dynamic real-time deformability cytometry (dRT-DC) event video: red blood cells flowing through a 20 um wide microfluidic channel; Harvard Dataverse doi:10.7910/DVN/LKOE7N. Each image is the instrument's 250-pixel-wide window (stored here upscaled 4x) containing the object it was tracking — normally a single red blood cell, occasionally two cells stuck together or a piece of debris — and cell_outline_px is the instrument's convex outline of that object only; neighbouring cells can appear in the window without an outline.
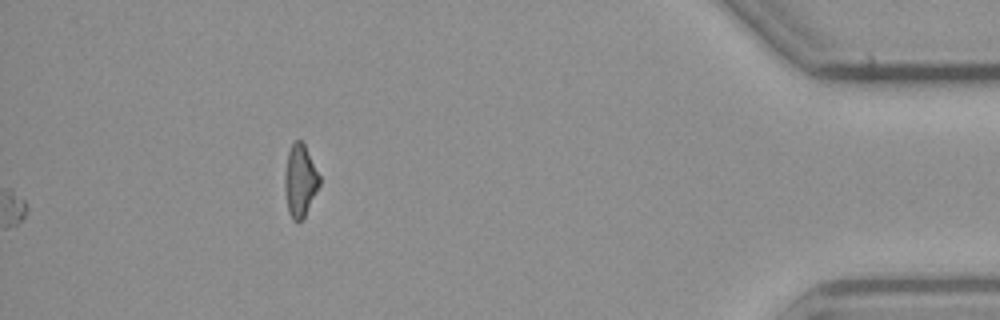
{"species": "common noctule bat (a hibernating species)", "species_latin": "Nyctalus noctula", "temperature_condition": "cold", "stored_images_in_passage": 56, "camera_frame_rate_fps": 3000, "um_per_image_px": 0.085, "animal": {"sex": "male", "body_mass_g": 23.1, "forearm_length_mm": 52.7}, "frame": {"image": 1, "passage_image": 56, "time_ms": 18.333, "image_size_px": [1000, 320], "cell_outline_px": [[320, 184], [304, 216], [296, 224], [292, 220], [288, 212], [284, 188], [284, 176], [288, 152], [292, 144], [296, 140], [300, 140], [304, 144], [320, 176]], "centroid_in_image_um": [25.49, 15.38], "position_along_channel_um": 409.7, "area_um2": 14.51}}